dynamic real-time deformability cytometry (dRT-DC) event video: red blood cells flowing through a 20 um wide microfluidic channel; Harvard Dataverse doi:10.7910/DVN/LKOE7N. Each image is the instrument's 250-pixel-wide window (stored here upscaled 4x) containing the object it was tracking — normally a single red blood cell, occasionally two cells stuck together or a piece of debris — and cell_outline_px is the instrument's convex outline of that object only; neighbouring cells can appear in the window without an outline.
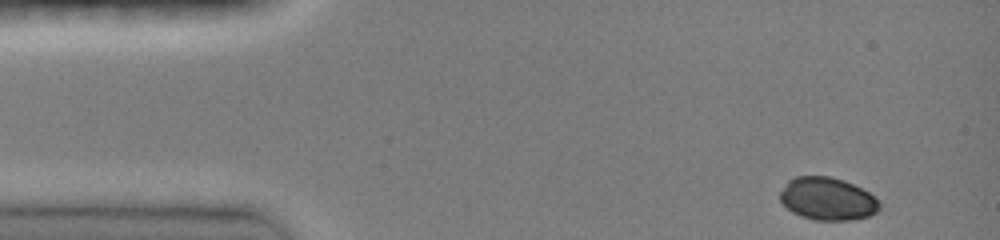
{"species": "common noctule bat (a hibernating species)", "species_latin": "Nyctalus noctula", "temperature_condition": "room temperature", "stored_images_in_passage": 19, "camera_frame_rate_fps": 3000, "um_per_image_px": 0.085, "animal": {"sex": "female", "body_mass_g": 19.0, "forearm_length_mm": 51.5}, "frame": {"image": 1, "passage_image": 1, "time_ms": 0.0, "image_size_px": [1000, 240], "cell_outline_px": [[880, 208], [876, 212], [868, 216], [852, 220], [812, 220], [800, 216], [792, 212], [780, 200], [780, 192], [788, 180], [796, 176], [828, 176], [844, 180], [876, 196], [880, 204]], "centroid_in_image_um": [70.34, 16.9], "position_along_channel_um": 14.7, "area_um2": 24.8}}
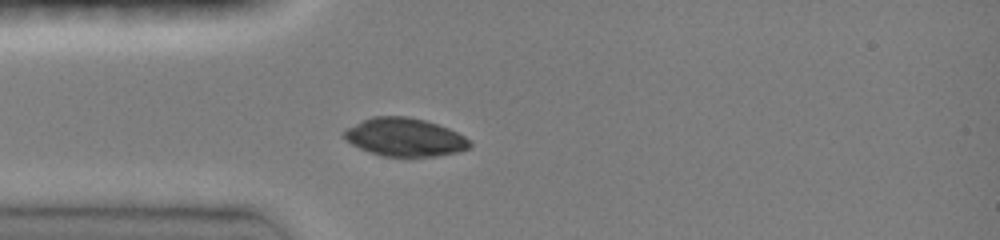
{"frame": {"image": 2, "passage_image": 6, "time_ms": 1.667, "image_size_px": [1000, 240], "cell_outline_px": [[472, 144], [468, 148], [460, 152], [436, 156], [384, 156], [360, 148], [352, 144], [340, 132], [344, 128], [360, 120], [372, 116], [408, 116], [424, 120], [448, 128], [464, 136]], "centroid_in_image_um": [34.37, 11.64], "position_along_channel_um": 50.6, "area_um2": 27.98}}
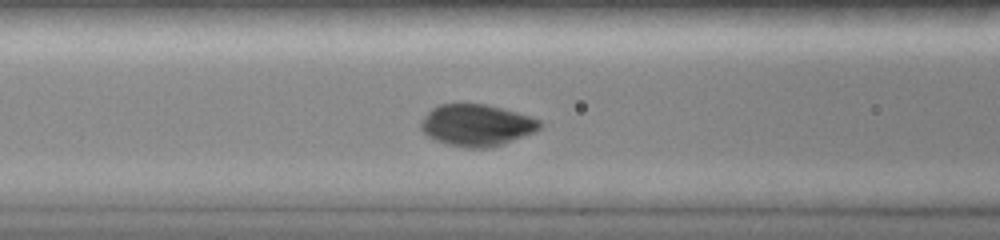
{"frame": {"image": 3, "passage_image": 11, "time_ms": 3.333, "image_size_px": [1000, 240], "cell_outline_px": [[544, 124], [536, 132], [488, 148], [468, 148], [436, 140], [428, 136], [420, 128], [420, 120], [436, 104], [484, 104], [532, 116], [540, 120]], "centroid_in_image_um": [40.52, 10.63], "position_along_channel_um": 126.1, "area_um2": 28.73}}